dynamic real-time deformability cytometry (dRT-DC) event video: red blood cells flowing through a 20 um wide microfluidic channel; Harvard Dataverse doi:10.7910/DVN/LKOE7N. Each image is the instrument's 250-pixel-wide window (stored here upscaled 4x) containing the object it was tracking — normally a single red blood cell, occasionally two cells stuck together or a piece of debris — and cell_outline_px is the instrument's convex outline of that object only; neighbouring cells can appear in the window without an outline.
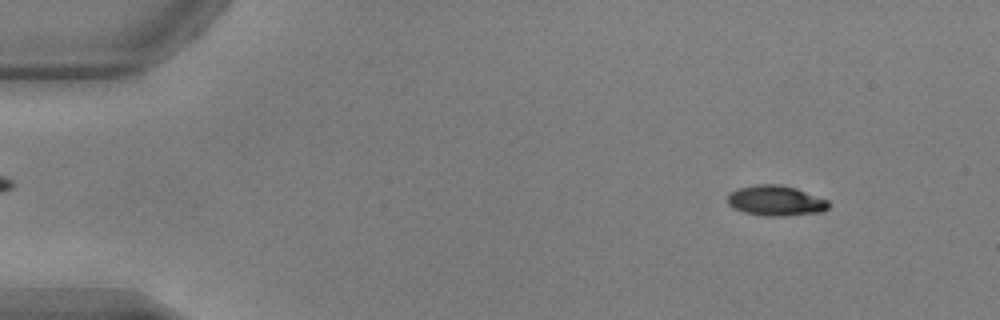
{"species": "common noctule bat (a hibernating species)", "species_latin": "Nyctalus noctula", "temperature_condition": "warm", "stored_images_in_passage": 53, "camera_frame_rate_fps": 3000, "um_per_image_px": 0.085, "animal": {"sex": "male", "body_mass_g": 17.9, "forearm_length_mm": 54.2}, "frame": {"image": 1, "passage_image": 6, "time_ms": 1.667, "image_size_px": [1000, 320], "cell_outline_px": [[828, 208], [824, 212], [784, 216], [768, 216], [744, 212], [732, 208], [728, 204], [728, 196], [736, 188], [756, 184], [780, 184], [796, 188], [828, 200]], "centroid_in_image_um": [65.94, 17.05], "position_along_channel_um": 19.1, "area_um2": 17.92}}
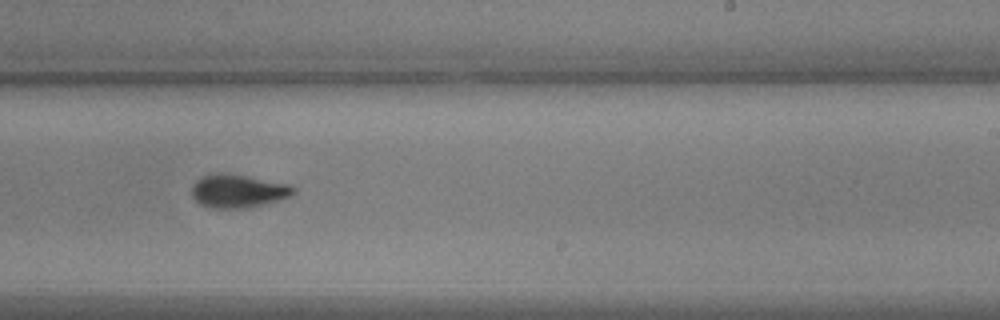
{"frame": {"image": 2, "passage_image": 33, "time_ms": 10.667, "image_size_px": [1000, 320], "cell_outline_px": [[296, 192], [292, 196], [264, 204], [248, 208], [212, 208], [200, 204], [192, 196], [192, 184], [200, 176], [216, 172], [220, 172], [292, 184], [296, 188]], "centroid_in_image_um": [20.24, 16.23], "position_along_channel_um": 268.8, "area_um2": 19.94}}
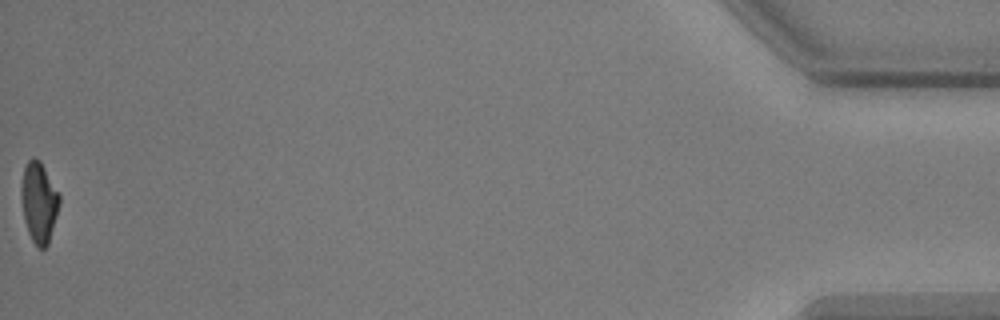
{"frame": {"image": 3, "passage_image": 53, "time_ms": 17.333, "image_size_px": [1000, 320], "cell_outline_px": [[60, 204], [48, 244], [44, 248], [40, 248], [32, 240], [28, 232], [24, 220], [20, 192], [20, 184], [24, 168], [28, 160], [32, 156], [40, 160], [60, 192]], "centroid_in_image_um": [3.31, 17.14], "position_along_channel_um": 431.9, "area_um2": 18.15}, "authors_computed_cell_mechanics": {"area_um2": 18.8428, "velocity_mm_per_s": 3.8574, "shape_relaxation_time_tau1_ms": 3.116, "shape_relaxation_time_tau2_ms": 2.8225, "deformation_change_tau1": 0.1546, "deformation_change_tau2": 0.0898}}